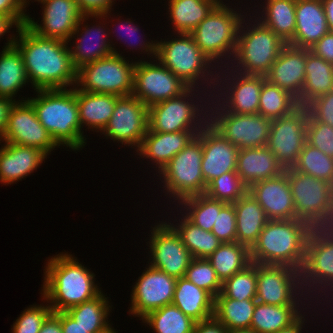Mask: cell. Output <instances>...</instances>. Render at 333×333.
Listing matches in <instances>:
<instances>
[{"mask_svg": "<svg viewBox=\"0 0 333 333\" xmlns=\"http://www.w3.org/2000/svg\"><path fill=\"white\" fill-rule=\"evenodd\" d=\"M16 32L19 40L14 36V45L22 55L34 90L65 89L76 84L77 69L72 63L68 42L42 38L26 25L18 27Z\"/></svg>", "mask_w": 333, "mask_h": 333, "instance_id": "cell-1", "label": "cell"}, {"mask_svg": "<svg viewBox=\"0 0 333 333\" xmlns=\"http://www.w3.org/2000/svg\"><path fill=\"white\" fill-rule=\"evenodd\" d=\"M138 278L131 294L130 312L137 317L172 304L176 278L149 265Z\"/></svg>", "mask_w": 333, "mask_h": 333, "instance_id": "cell-18", "label": "cell"}, {"mask_svg": "<svg viewBox=\"0 0 333 333\" xmlns=\"http://www.w3.org/2000/svg\"><path fill=\"white\" fill-rule=\"evenodd\" d=\"M228 329L214 316L208 320L196 322L192 333H227Z\"/></svg>", "mask_w": 333, "mask_h": 333, "instance_id": "cell-59", "label": "cell"}, {"mask_svg": "<svg viewBox=\"0 0 333 333\" xmlns=\"http://www.w3.org/2000/svg\"><path fill=\"white\" fill-rule=\"evenodd\" d=\"M248 191L261 205L269 220L290 219L295 214L291 187L285 172L253 183Z\"/></svg>", "mask_w": 333, "mask_h": 333, "instance_id": "cell-22", "label": "cell"}, {"mask_svg": "<svg viewBox=\"0 0 333 333\" xmlns=\"http://www.w3.org/2000/svg\"><path fill=\"white\" fill-rule=\"evenodd\" d=\"M194 90L195 88L192 89V87H189L179 96L161 101L148 107V131L164 133H173L184 130L201 131V129L208 123V121L205 120L207 119L206 117L203 119L200 116L203 114L202 111L204 110L203 108L200 110L198 105H195L194 102L191 103L187 101L191 99L188 97H191V92ZM195 120L201 122L198 121L197 123Z\"/></svg>", "mask_w": 333, "mask_h": 333, "instance_id": "cell-11", "label": "cell"}, {"mask_svg": "<svg viewBox=\"0 0 333 333\" xmlns=\"http://www.w3.org/2000/svg\"><path fill=\"white\" fill-rule=\"evenodd\" d=\"M310 51L333 65V32L326 33L310 48Z\"/></svg>", "mask_w": 333, "mask_h": 333, "instance_id": "cell-58", "label": "cell"}, {"mask_svg": "<svg viewBox=\"0 0 333 333\" xmlns=\"http://www.w3.org/2000/svg\"><path fill=\"white\" fill-rule=\"evenodd\" d=\"M312 119L333 127V91L316 98Z\"/></svg>", "mask_w": 333, "mask_h": 333, "instance_id": "cell-56", "label": "cell"}, {"mask_svg": "<svg viewBox=\"0 0 333 333\" xmlns=\"http://www.w3.org/2000/svg\"><path fill=\"white\" fill-rule=\"evenodd\" d=\"M207 260L222 283L252 263L250 249L237 241L222 243Z\"/></svg>", "mask_w": 333, "mask_h": 333, "instance_id": "cell-38", "label": "cell"}, {"mask_svg": "<svg viewBox=\"0 0 333 333\" xmlns=\"http://www.w3.org/2000/svg\"><path fill=\"white\" fill-rule=\"evenodd\" d=\"M316 98L304 86L287 91L286 115L309 122L314 115Z\"/></svg>", "mask_w": 333, "mask_h": 333, "instance_id": "cell-51", "label": "cell"}, {"mask_svg": "<svg viewBox=\"0 0 333 333\" xmlns=\"http://www.w3.org/2000/svg\"><path fill=\"white\" fill-rule=\"evenodd\" d=\"M179 35L181 36H177L179 38H174V40L157 43L143 42L140 45L143 50L149 52L147 54H153L163 66L189 87L194 88L198 84L196 81L199 78L204 77L203 79H205L207 75L212 78L214 74L207 70L210 69L212 61L199 49L191 34L181 33ZM205 71H209L208 74Z\"/></svg>", "mask_w": 333, "mask_h": 333, "instance_id": "cell-4", "label": "cell"}, {"mask_svg": "<svg viewBox=\"0 0 333 333\" xmlns=\"http://www.w3.org/2000/svg\"><path fill=\"white\" fill-rule=\"evenodd\" d=\"M60 321L63 333H89L88 329L82 327L71 318L65 311H60Z\"/></svg>", "mask_w": 333, "mask_h": 333, "instance_id": "cell-60", "label": "cell"}, {"mask_svg": "<svg viewBox=\"0 0 333 333\" xmlns=\"http://www.w3.org/2000/svg\"><path fill=\"white\" fill-rule=\"evenodd\" d=\"M90 28L91 29H89L88 25L84 26V29H82L83 32L80 34L82 37L79 38L77 36L78 41L76 42L77 44L74 49L69 47V49H71L70 56L72 58V63L77 70L85 64L95 62L101 58L108 57L113 53L119 54L114 49V47H111L112 45L110 44V42L107 41L109 39H106V36L109 34H106L103 28L101 29V27L97 25L96 28L95 26H92ZM95 34L97 37H93L95 36ZM88 39L90 40L88 41ZM94 39L96 41V45L94 44L95 41L93 43ZM90 41L93 44L90 43Z\"/></svg>", "mask_w": 333, "mask_h": 333, "instance_id": "cell-35", "label": "cell"}, {"mask_svg": "<svg viewBox=\"0 0 333 333\" xmlns=\"http://www.w3.org/2000/svg\"><path fill=\"white\" fill-rule=\"evenodd\" d=\"M148 131V107L133 94L118 96L112 117L102 134L139 149Z\"/></svg>", "mask_w": 333, "mask_h": 333, "instance_id": "cell-13", "label": "cell"}, {"mask_svg": "<svg viewBox=\"0 0 333 333\" xmlns=\"http://www.w3.org/2000/svg\"><path fill=\"white\" fill-rule=\"evenodd\" d=\"M295 34L288 43L293 47L310 49L329 32L322 0H296Z\"/></svg>", "mask_w": 333, "mask_h": 333, "instance_id": "cell-24", "label": "cell"}, {"mask_svg": "<svg viewBox=\"0 0 333 333\" xmlns=\"http://www.w3.org/2000/svg\"><path fill=\"white\" fill-rule=\"evenodd\" d=\"M298 307L256 302L250 328L256 333H275L290 326L302 315Z\"/></svg>", "mask_w": 333, "mask_h": 333, "instance_id": "cell-37", "label": "cell"}, {"mask_svg": "<svg viewBox=\"0 0 333 333\" xmlns=\"http://www.w3.org/2000/svg\"><path fill=\"white\" fill-rule=\"evenodd\" d=\"M301 280L302 285L304 284L303 288L308 285V291L311 286L317 290L322 285L323 290L327 288L326 286L333 287V240L324 241L304 262L301 270Z\"/></svg>", "mask_w": 333, "mask_h": 333, "instance_id": "cell-34", "label": "cell"}, {"mask_svg": "<svg viewBox=\"0 0 333 333\" xmlns=\"http://www.w3.org/2000/svg\"><path fill=\"white\" fill-rule=\"evenodd\" d=\"M97 333H116L114 330H113V328L109 325V326H107L104 330H102V331H99V332H97Z\"/></svg>", "mask_w": 333, "mask_h": 333, "instance_id": "cell-68", "label": "cell"}, {"mask_svg": "<svg viewBox=\"0 0 333 333\" xmlns=\"http://www.w3.org/2000/svg\"><path fill=\"white\" fill-rule=\"evenodd\" d=\"M24 8L26 6L22 0H0V14L9 17L16 24V28L27 23L28 15Z\"/></svg>", "mask_w": 333, "mask_h": 333, "instance_id": "cell-55", "label": "cell"}, {"mask_svg": "<svg viewBox=\"0 0 333 333\" xmlns=\"http://www.w3.org/2000/svg\"><path fill=\"white\" fill-rule=\"evenodd\" d=\"M202 129L189 144L175 155L160 173L167 192L181 202L182 200L205 193L202 162Z\"/></svg>", "mask_w": 333, "mask_h": 333, "instance_id": "cell-7", "label": "cell"}, {"mask_svg": "<svg viewBox=\"0 0 333 333\" xmlns=\"http://www.w3.org/2000/svg\"><path fill=\"white\" fill-rule=\"evenodd\" d=\"M222 243L236 242V216L234 204H226L219 213L211 231Z\"/></svg>", "mask_w": 333, "mask_h": 333, "instance_id": "cell-54", "label": "cell"}, {"mask_svg": "<svg viewBox=\"0 0 333 333\" xmlns=\"http://www.w3.org/2000/svg\"><path fill=\"white\" fill-rule=\"evenodd\" d=\"M38 2L44 5L43 23L38 24L28 16L26 26L42 38L69 42L79 33L81 24L89 18V15L80 12L76 0H38Z\"/></svg>", "mask_w": 333, "mask_h": 333, "instance_id": "cell-14", "label": "cell"}, {"mask_svg": "<svg viewBox=\"0 0 333 333\" xmlns=\"http://www.w3.org/2000/svg\"><path fill=\"white\" fill-rule=\"evenodd\" d=\"M44 273L42 297L47 302L50 301L53 312L66 311L101 293L93 280L94 273L72 255L58 254L52 257L48 260Z\"/></svg>", "mask_w": 333, "mask_h": 333, "instance_id": "cell-2", "label": "cell"}, {"mask_svg": "<svg viewBox=\"0 0 333 333\" xmlns=\"http://www.w3.org/2000/svg\"><path fill=\"white\" fill-rule=\"evenodd\" d=\"M304 86L317 98L333 91V65L308 49Z\"/></svg>", "mask_w": 333, "mask_h": 333, "instance_id": "cell-44", "label": "cell"}, {"mask_svg": "<svg viewBox=\"0 0 333 333\" xmlns=\"http://www.w3.org/2000/svg\"><path fill=\"white\" fill-rule=\"evenodd\" d=\"M36 98L27 99L34 107L38 120L55 143L71 150L85 146L81 131L76 88L36 90Z\"/></svg>", "mask_w": 333, "mask_h": 333, "instance_id": "cell-3", "label": "cell"}, {"mask_svg": "<svg viewBox=\"0 0 333 333\" xmlns=\"http://www.w3.org/2000/svg\"><path fill=\"white\" fill-rule=\"evenodd\" d=\"M329 32H333V0H322Z\"/></svg>", "mask_w": 333, "mask_h": 333, "instance_id": "cell-63", "label": "cell"}, {"mask_svg": "<svg viewBox=\"0 0 333 333\" xmlns=\"http://www.w3.org/2000/svg\"><path fill=\"white\" fill-rule=\"evenodd\" d=\"M244 22L243 19L238 32L235 67L240 66L239 73L244 75L266 76L287 43L260 21L255 20L257 24L252 25V29L247 25L246 31Z\"/></svg>", "mask_w": 333, "mask_h": 333, "instance_id": "cell-5", "label": "cell"}, {"mask_svg": "<svg viewBox=\"0 0 333 333\" xmlns=\"http://www.w3.org/2000/svg\"><path fill=\"white\" fill-rule=\"evenodd\" d=\"M286 111L287 91L266 79L260 93L258 114L273 120L285 116Z\"/></svg>", "mask_w": 333, "mask_h": 333, "instance_id": "cell-50", "label": "cell"}, {"mask_svg": "<svg viewBox=\"0 0 333 333\" xmlns=\"http://www.w3.org/2000/svg\"><path fill=\"white\" fill-rule=\"evenodd\" d=\"M233 204L236 216V241L251 249L269 219L249 191Z\"/></svg>", "mask_w": 333, "mask_h": 333, "instance_id": "cell-30", "label": "cell"}, {"mask_svg": "<svg viewBox=\"0 0 333 333\" xmlns=\"http://www.w3.org/2000/svg\"><path fill=\"white\" fill-rule=\"evenodd\" d=\"M306 141L333 158V127L311 119L307 122Z\"/></svg>", "mask_w": 333, "mask_h": 333, "instance_id": "cell-53", "label": "cell"}, {"mask_svg": "<svg viewBox=\"0 0 333 333\" xmlns=\"http://www.w3.org/2000/svg\"><path fill=\"white\" fill-rule=\"evenodd\" d=\"M266 3L260 22L288 44L295 34L296 0H267Z\"/></svg>", "mask_w": 333, "mask_h": 333, "instance_id": "cell-39", "label": "cell"}, {"mask_svg": "<svg viewBox=\"0 0 333 333\" xmlns=\"http://www.w3.org/2000/svg\"><path fill=\"white\" fill-rule=\"evenodd\" d=\"M284 171L267 146L239 150L236 172L248 188L255 182L275 178Z\"/></svg>", "mask_w": 333, "mask_h": 333, "instance_id": "cell-26", "label": "cell"}, {"mask_svg": "<svg viewBox=\"0 0 333 333\" xmlns=\"http://www.w3.org/2000/svg\"><path fill=\"white\" fill-rule=\"evenodd\" d=\"M202 148L201 169L206 185L224 173L236 171L240 149L223 138L208 123L202 128Z\"/></svg>", "mask_w": 333, "mask_h": 333, "instance_id": "cell-21", "label": "cell"}, {"mask_svg": "<svg viewBox=\"0 0 333 333\" xmlns=\"http://www.w3.org/2000/svg\"><path fill=\"white\" fill-rule=\"evenodd\" d=\"M184 277L209 292L214 298L222 290V282L207 258H193Z\"/></svg>", "mask_w": 333, "mask_h": 333, "instance_id": "cell-49", "label": "cell"}, {"mask_svg": "<svg viewBox=\"0 0 333 333\" xmlns=\"http://www.w3.org/2000/svg\"><path fill=\"white\" fill-rule=\"evenodd\" d=\"M23 3L26 5L27 3H29L27 0H22ZM35 1H38V0H35Z\"/></svg>", "mask_w": 333, "mask_h": 333, "instance_id": "cell-69", "label": "cell"}, {"mask_svg": "<svg viewBox=\"0 0 333 333\" xmlns=\"http://www.w3.org/2000/svg\"><path fill=\"white\" fill-rule=\"evenodd\" d=\"M252 263L287 265L298 270L297 233L289 219L268 220L250 249Z\"/></svg>", "mask_w": 333, "mask_h": 333, "instance_id": "cell-9", "label": "cell"}, {"mask_svg": "<svg viewBox=\"0 0 333 333\" xmlns=\"http://www.w3.org/2000/svg\"><path fill=\"white\" fill-rule=\"evenodd\" d=\"M307 122L287 115L273 119L267 147L284 169L292 168L306 143Z\"/></svg>", "mask_w": 333, "mask_h": 333, "instance_id": "cell-20", "label": "cell"}, {"mask_svg": "<svg viewBox=\"0 0 333 333\" xmlns=\"http://www.w3.org/2000/svg\"><path fill=\"white\" fill-rule=\"evenodd\" d=\"M126 24H128V25H123V24H121L120 25V27L121 28H124L125 30H127V33H129L130 32V35H134V33H136V32H138V26L136 27H134V26H132L133 24H131L132 22L131 21H127V22H125ZM127 26V27H126ZM129 36V35H128ZM120 37V36H119ZM127 38V37H126ZM122 39V38H121ZM133 45V44H132Z\"/></svg>", "mask_w": 333, "mask_h": 333, "instance_id": "cell-66", "label": "cell"}, {"mask_svg": "<svg viewBox=\"0 0 333 333\" xmlns=\"http://www.w3.org/2000/svg\"><path fill=\"white\" fill-rule=\"evenodd\" d=\"M152 232L149 242L152 253L150 266L176 279L184 277L193 256L179 234L166 222L155 225Z\"/></svg>", "mask_w": 333, "mask_h": 333, "instance_id": "cell-16", "label": "cell"}, {"mask_svg": "<svg viewBox=\"0 0 333 333\" xmlns=\"http://www.w3.org/2000/svg\"><path fill=\"white\" fill-rule=\"evenodd\" d=\"M15 103V99H9L6 97H0V139H3V135L8 122V115L10 108Z\"/></svg>", "mask_w": 333, "mask_h": 333, "instance_id": "cell-62", "label": "cell"}, {"mask_svg": "<svg viewBox=\"0 0 333 333\" xmlns=\"http://www.w3.org/2000/svg\"><path fill=\"white\" fill-rule=\"evenodd\" d=\"M289 180L295 212L314 213L333 204L331 183L298 172L293 168L284 171Z\"/></svg>", "mask_w": 333, "mask_h": 333, "instance_id": "cell-23", "label": "cell"}, {"mask_svg": "<svg viewBox=\"0 0 333 333\" xmlns=\"http://www.w3.org/2000/svg\"><path fill=\"white\" fill-rule=\"evenodd\" d=\"M215 298L206 290L196 286L185 277L176 280L172 304L195 322L214 316Z\"/></svg>", "mask_w": 333, "mask_h": 333, "instance_id": "cell-31", "label": "cell"}, {"mask_svg": "<svg viewBox=\"0 0 333 333\" xmlns=\"http://www.w3.org/2000/svg\"><path fill=\"white\" fill-rule=\"evenodd\" d=\"M256 300H234L221 292L215 297L214 317L228 330L248 329L251 326Z\"/></svg>", "mask_w": 333, "mask_h": 333, "instance_id": "cell-40", "label": "cell"}, {"mask_svg": "<svg viewBox=\"0 0 333 333\" xmlns=\"http://www.w3.org/2000/svg\"><path fill=\"white\" fill-rule=\"evenodd\" d=\"M48 154L43 150L5 143L0 149V181L11 184L37 169Z\"/></svg>", "mask_w": 333, "mask_h": 333, "instance_id": "cell-25", "label": "cell"}, {"mask_svg": "<svg viewBox=\"0 0 333 333\" xmlns=\"http://www.w3.org/2000/svg\"><path fill=\"white\" fill-rule=\"evenodd\" d=\"M5 44L7 45L0 53V97L13 99L19 89L30 81L22 55L14 45V37Z\"/></svg>", "mask_w": 333, "mask_h": 333, "instance_id": "cell-33", "label": "cell"}, {"mask_svg": "<svg viewBox=\"0 0 333 333\" xmlns=\"http://www.w3.org/2000/svg\"><path fill=\"white\" fill-rule=\"evenodd\" d=\"M181 220V224L176 227L173 223L170 225L179 234L193 258H208L222 244L214 233L196 226L186 216Z\"/></svg>", "mask_w": 333, "mask_h": 333, "instance_id": "cell-41", "label": "cell"}, {"mask_svg": "<svg viewBox=\"0 0 333 333\" xmlns=\"http://www.w3.org/2000/svg\"><path fill=\"white\" fill-rule=\"evenodd\" d=\"M237 74L234 73L235 77L231 78L233 79L231 80L232 83L230 81L227 84H225L228 85L226 86L227 92L225 91V93L228 94L229 92V94L228 96L227 94H225L226 101L225 102L222 101V104L220 105H222V107L227 112L231 113L258 114L260 93L263 82L266 80V77L255 76V75H244L238 72Z\"/></svg>", "mask_w": 333, "mask_h": 333, "instance_id": "cell-29", "label": "cell"}, {"mask_svg": "<svg viewBox=\"0 0 333 333\" xmlns=\"http://www.w3.org/2000/svg\"><path fill=\"white\" fill-rule=\"evenodd\" d=\"M180 203L181 205L184 204L186 211H188L185 216L196 226L206 231H212L217 213L227 204L223 201L211 199L205 194L186 198Z\"/></svg>", "mask_w": 333, "mask_h": 333, "instance_id": "cell-46", "label": "cell"}, {"mask_svg": "<svg viewBox=\"0 0 333 333\" xmlns=\"http://www.w3.org/2000/svg\"><path fill=\"white\" fill-rule=\"evenodd\" d=\"M189 88L160 62H135L133 95L147 107L179 96Z\"/></svg>", "mask_w": 333, "mask_h": 333, "instance_id": "cell-12", "label": "cell"}, {"mask_svg": "<svg viewBox=\"0 0 333 333\" xmlns=\"http://www.w3.org/2000/svg\"><path fill=\"white\" fill-rule=\"evenodd\" d=\"M199 132L189 130L173 133L147 131L137 152L139 151L140 156L151 158L160 172Z\"/></svg>", "mask_w": 333, "mask_h": 333, "instance_id": "cell-27", "label": "cell"}, {"mask_svg": "<svg viewBox=\"0 0 333 333\" xmlns=\"http://www.w3.org/2000/svg\"><path fill=\"white\" fill-rule=\"evenodd\" d=\"M156 333H192L195 321L174 304H168L142 318Z\"/></svg>", "mask_w": 333, "mask_h": 333, "instance_id": "cell-43", "label": "cell"}, {"mask_svg": "<svg viewBox=\"0 0 333 333\" xmlns=\"http://www.w3.org/2000/svg\"><path fill=\"white\" fill-rule=\"evenodd\" d=\"M294 170L332 183L333 158L324 154L321 150L310 145L307 141L299 153Z\"/></svg>", "mask_w": 333, "mask_h": 333, "instance_id": "cell-45", "label": "cell"}, {"mask_svg": "<svg viewBox=\"0 0 333 333\" xmlns=\"http://www.w3.org/2000/svg\"><path fill=\"white\" fill-rule=\"evenodd\" d=\"M52 312L50 305L25 309L13 324V333H39L44 321Z\"/></svg>", "mask_w": 333, "mask_h": 333, "instance_id": "cell-52", "label": "cell"}, {"mask_svg": "<svg viewBox=\"0 0 333 333\" xmlns=\"http://www.w3.org/2000/svg\"><path fill=\"white\" fill-rule=\"evenodd\" d=\"M211 113L208 124L239 149L267 145L272 120L260 114H236L227 112L222 106ZM219 110V111H218ZM221 110V111H220ZM218 111V112H217ZM217 114V115H216ZM215 115V116H212Z\"/></svg>", "mask_w": 333, "mask_h": 333, "instance_id": "cell-10", "label": "cell"}, {"mask_svg": "<svg viewBox=\"0 0 333 333\" xmlns=\"http://www.w3.org/2000/svg\"><path fill=\"white\" fill-rule=\"evenodd\" d=\"M297 233L298 270L324 241L333 240V204L314 213L295 212L290 219Z\"/></svg>", "mask_w": 333, "mask_h": 333, "instance_id": "cell-19", "label": "cell"}, {"mask_svg": "<svg viewBox=\"0 0 333 333\" xmlns=\"http://www.w3.org/2000/svg\"><path fill=\"white\" fill-rule=\"evenodd\" d=\"M22 101H15L10 108L2 140L5 143H16L43 150L49 154L58 145L38 120L33 105L28 100Z\"/></svg>", "mask_w": 333, "mask_h": 333, "instance_id": "cell-17", "label": "cell"}, {"mask_svg": "<svg viewBox=\"0 0 333 333\" xmlns=\"http://www.w3.org/2000/svg\"><path fill=\"white\" fill-rule=\"evenodd\" d=\"M248 186L236 171H230L213 179L206 187L205 195L214 200L233 204L248 192Z\"/></svg>", "mask_w": 333, "mask_h": 333, "instance_id": "cell-48", "label": "cell"}, {"mask_svg": "<svg viewBox=\"0 0 333 333\" xmlns=\"http://www.w3.org/2000/svg\"><path fill=\"white\" fill-rule=\"evenodd\" d=\"M303 319V320H302ZM304 316H300L294 323H292L290 326L283 328L275 333H301V329L303 327L304 323Z\"/></svg>", "mask_w": 333, "mask_h": 333, "instance_id": "cell-64", "label": "cell"}, {"mask_svg": "<svg viewBox=\"0 0 333 333\" xmlns=\"http://www.w3.org/2000/svg\"><path fill=\"white\" fill-rule=\"evenodd\" d=\"M220 0H169L170 19L177 34H190Z\"/></svg>", "mask_w": 333, "mask_h": 333, "instance_id": "cell-36", "label": "cell"}, {"mask_svg": "<svg viewBox=\"0 0 333 333\" xmlns=\"http://www.w3.org/2000/svg\"><path fill=\"white\" fill-rule=\"evenodd\" d=\"M221 293L234 300H255L257 293V263L235 273L222 283Z\"/></svg>", "mask_w": 333, "mask_h": 333, "instance_id": "cell-47", "label": "cell"}, {"mask_svg": "<svg viewBox=\"0 0 333 333\" xmlns=\"http://www.w3.org/2000/svg\"><path fill=\"white\" fill-rule=\"evenodd\" d=\"M39 333H63L60 312H52L44 321Z\"/></svg>", "mask_w": 333, "mask_h": 333, "instance_id": "cell-61", "label": "cell"}, {"mask_svg": "<svg viewBox=\"0 0 333 333\" xmlns=\"http://www.w3.org/2000/svg\"><path fill=\"white\" fill-rule=\"evenodd\" d=\"M117 95L91 93L76 88L81 128L84 125L102 131L112 117Z\"/></svg>", "mask_w": 333, "mask_h": 333, "instance_id": "cell-32", "label": "cell"}, {"mask_svg": "<svg viewBox=\"0 0 333 333\" xmlns=\"http://www.w3.org/2000/svg\"><path fill=\"white\" fill-rule=\"evenodd\" d=\"M108 302L101 292L97 297L70 307L65 312L82 327L88 329L89 333H97L109 326L106 321L111 308Z\"/></svg>", "mask_w": 333, "mask_h": 333, "instance_id": "cell-42", "label": "cell"}, {"mask_svg": "<svg viewBox=\"0 0 333 333\" xmlns=\"http://www.w3.org/2000/svg\"><path fill=\"white\" fill-rule=\"evenodd\" d=\"M331 189H332V197H333V181L331 183Z\"/></svg>", "mask_w": 333, "mask_h": 333, "instance_id": "cell-70", "label": "cell"}, {"mask_svg": "<svg viewBox=\"0 0 333 333\" xmlns=\"http://www.w3.org/2000/svg\"><path fill=\"white\" fill-rule=\"evenodd\" d=\"M135 63L129 64L120 54H111L77 70L78 90L117 96L131 95L134 90Z\"/></svg>", "mask_w": 333, "mask_h": 333, "instance_id": "cell-8", "label": "cell"}, {"mask_svg": "<svg viewBox=\"0 0 333 333\" xmlns=\"http://www.w3.org/2000/svg\"><path fill=\"white\" fill-rule=\"evenodd\" d=\"M227 333H256V332L251 328H248V329L228 330Z\"/></svg>", "mask_w": 333, "mask_h": 333, "instance_id": "cell-67", "label": "cell"}, {"mask_svg": "<svg viewBox=\"0 0 333 333\" xmlns=\"http://www.w3.org/2000/svg\"><path fill=\"white\" fill-rule=\"evenodd\" d=\"M78 8L83 15L95 18L107 17L111 11L114 0H76ZM106 15V16H105Z\"/></svg>", "mask_w": 333, "mask_h": 333, "instance_id": "cell-57", "label": "cell"}, {"mask_svg": "<svg viewBox=\"0 0 333 333\" xmlns=\"http://www.w3.org/2000/svg\"><path fill=\"white\" fill-rule=\"evenodd\" d=\"M301 281V271L290 266L257 264L255 300L269 305H297L295 294L299 295L300 290L301 293L304 290Z\"/></svg>", "mask_w": 333, "mask_h": 333, "instance_id": "cell-15", "label": "cell"}, {"mask_svg": "<svg viewBox=\"0 0 333 333\" xmlns=\"http://www.w3.org/2000/svg\"><path fill=\"white\" fill-rule=\"evenodd\" d=\"M12 25L16 24L7 16L0 14V36L4 35Z\"/></svg>", "mask_w": 333, "mask_h": 333, "instance_id": "cell-65", "label": "cell"}, {"mask_svg": "<svg viewBox=\"0 0 333 333\" xmlns=\"http://www.w3.org/2000/svg\"><path fill=\"white\" fill-rule=\"evenodd\" d=\"M228 7L223 2L217 4L190 33L199 49L213 62L220 60L225 54H229V59L231 55L234 57L237 48L243 17L241 13Z\"/></svg>", "mask_w": 333, "mask_h": 333, "instance_id": "cell-6", "label": "cell"}, {"mask_svg": "<svg viewBox=\"0 0 333 333\" xmlns=\"http://www.w3.org/2000/svg\"><path fill=\"white\" fill-rule=\"evenodd\" d=\"M307 55L308 49L287 44L271 65L266 79L285 91L304 85Z\"/></svg>", "mask_w": 333, "mask_h": 333, "instance_id": "cell-28", "label": "cell"}]
</instances>
